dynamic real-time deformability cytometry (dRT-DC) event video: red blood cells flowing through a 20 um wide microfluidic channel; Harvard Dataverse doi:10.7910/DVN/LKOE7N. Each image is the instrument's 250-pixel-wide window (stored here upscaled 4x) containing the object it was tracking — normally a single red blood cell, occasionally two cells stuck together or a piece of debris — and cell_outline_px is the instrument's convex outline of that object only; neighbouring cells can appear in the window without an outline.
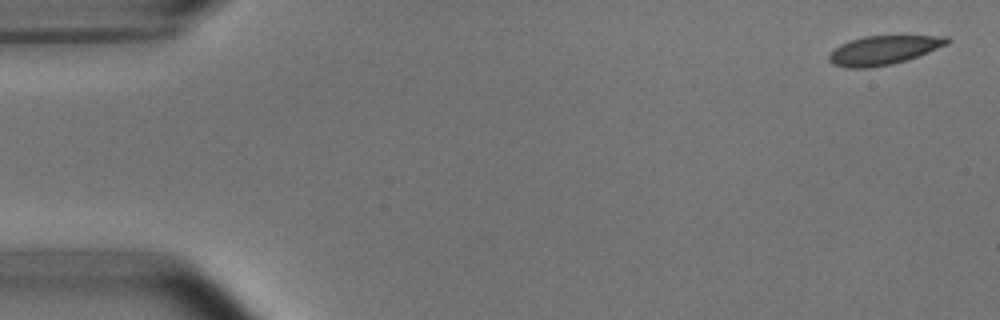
{"species": "common noctule bat (a hibernating species)", "species_latin": "Nyctalus noctula", "temperature_condition": "room temperature", "stored_images_in_passage": 6, "camera_frame_rate_fps": 3000, "um_per_image_px": 0.085, "animal": {"sex": "male", "body_mass_g": 15.6}, "frame": {"image": 1, "passage_image": 1, "time_ms": 0.0, "image_size_px": [1000, 320], "cell_outline_px": [[952, 40], [948, 44], [908, 60], [892, 64], [872, 68], [844, 68], [832, 64], [828, 60], [828, 56], [840, 44], [848, 40], [864, 36], [948, 36]], "centroid_in_image_um": [75.09, 4.27], "position_along_channel_um": 9.9, "area_um2": 20.11}}
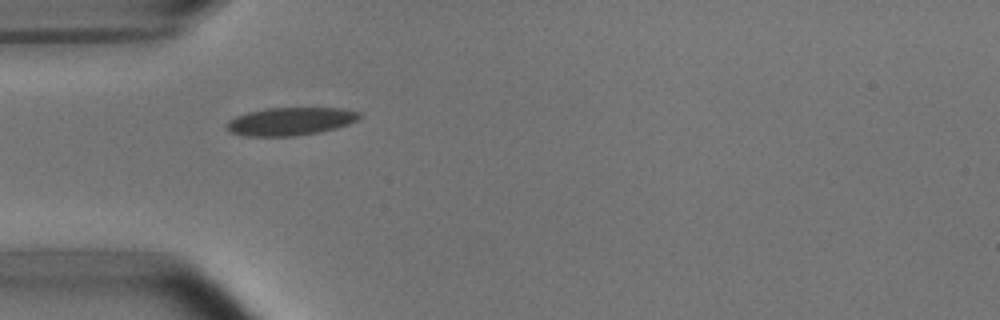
{"frame": {"image": 2, "passage_image": 5, "time_ms": 4.667, "image_size_px": [1000, 320], "cell_outline_px": [[360, 116], [356, 120], [348, 124], [336, 128], [320, 132], [292, 136], [248, 136], [232, 132], [224, 124], [228, 120], [236, 116], [248, 112], [268, 108], [340, 108], [360, 112]], "centroid_in_image_um": [24.68, 10.31], "position_along_channel_um": 60.3, "area_um2": 21.44}}